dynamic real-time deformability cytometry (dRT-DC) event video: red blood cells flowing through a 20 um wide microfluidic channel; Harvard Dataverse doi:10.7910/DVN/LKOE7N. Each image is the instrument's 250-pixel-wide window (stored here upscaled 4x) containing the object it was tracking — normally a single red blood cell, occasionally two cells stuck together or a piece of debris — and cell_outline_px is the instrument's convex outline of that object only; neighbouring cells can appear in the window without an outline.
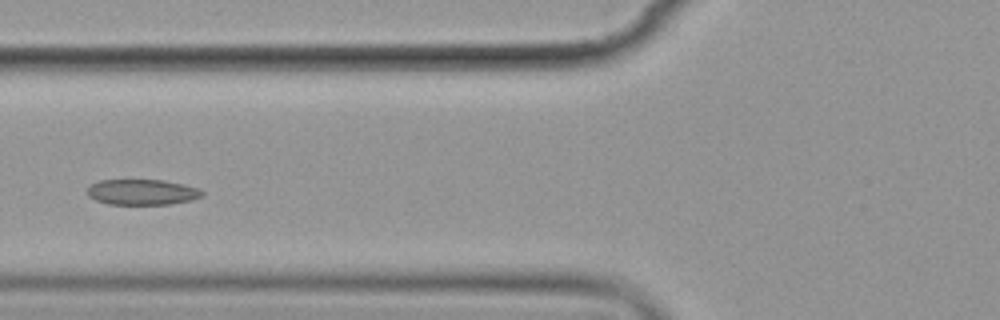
{"species": "common noctule bat (a hibernating species)", "species_latin": "Nyctalus noctula", "temperature_condition": "cold", "stored_images_in_passage": 7, "camera_frame_rate_fps": 3000, "um_per_image_px": 0.085, "animal": {"sex": "female", "body_mass_g": 19.9}, "frame": {"image": 1, "passage_image": 6, "time_ms": 5.667, "image_size_px": [1000, 320], "cell_outline_px": [[204, 196], [192, 200], [168, 204], [108, 204], [96, 200], [88, 196], [88, 188], [92, 184], [100, 180], [164, 180], [200, 188], [204, 192]], "centroid_in_image_um": [12.12, 16.33], "position_along_channel_um": 113.7, "area_um2": 17.11}}
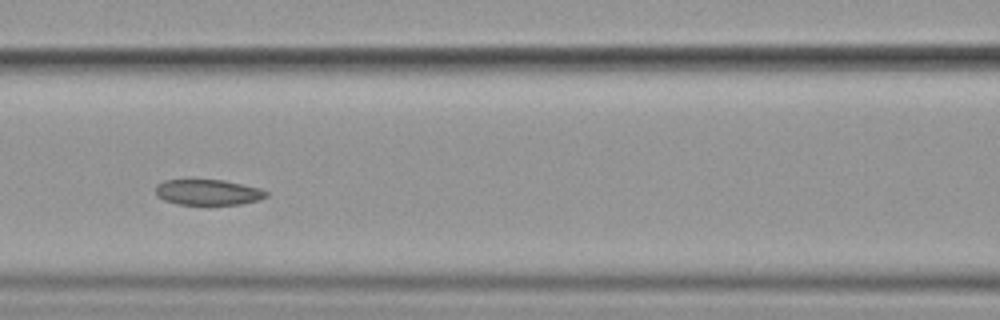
{"frame": {"image": 2, "passage_image": 7, "time_ms": 6.667, "image_size_px": [1000, 320], "cell_outline_px": [[268, 196], [260, 200], [240, 204], [176, 204], [164, 200], [156, 196], [156, 184], [164, 180], [188, 176], [224, 180], [260, 188], [268, 192]], "centroid_in_image_um": [17.61, 16.28], "position_along_channel_um": 149.0, "area_um2": 17.4}}